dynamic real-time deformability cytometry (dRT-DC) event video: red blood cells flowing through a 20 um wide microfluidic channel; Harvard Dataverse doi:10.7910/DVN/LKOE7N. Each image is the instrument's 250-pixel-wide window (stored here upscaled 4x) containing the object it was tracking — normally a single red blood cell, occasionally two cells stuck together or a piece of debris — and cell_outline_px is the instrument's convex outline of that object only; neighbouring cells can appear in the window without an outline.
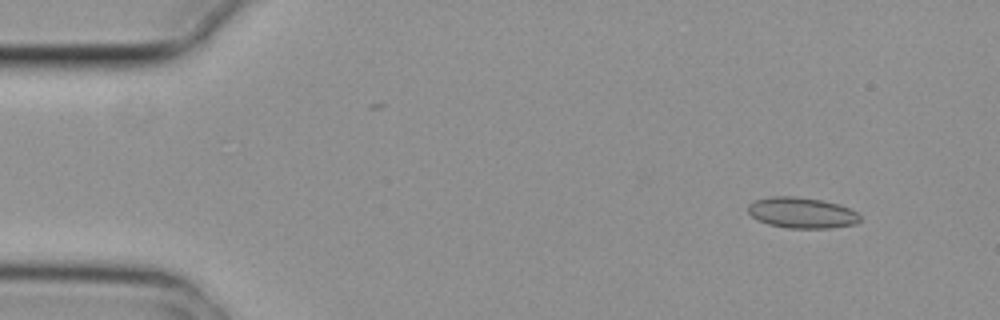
{"species": "common noctule bat (a hibernating species)", "species_latin": "Nyctalus noctula", "temperature_condition": "cold", "stored_images_in_passage": 3, "camera_frame_rate_fps": 3000, "um_per_image_px": 0.085, "animal": {"sex": "female", "body_mass_g": 29.2, "forearm_length_mm": 56.3}, "frame": {"image": 1, "passage_image": 1, "time_ms": 0.0, "image_size_px": [1000, 320], "cell_outline_px": [[860, 220], [856, 224], [832, 228], [788, 228], [768, 224], [756, 220], [748, 212], [748, 204], [756, 200], [772, 196], [792, 196], [820, 200], [840, 204], [856, 212], [860, 216]], "centroid_in_image_um": [68.14, 18.09], "position_along_channel_um": 16.9, "area_um2": 20.11}}